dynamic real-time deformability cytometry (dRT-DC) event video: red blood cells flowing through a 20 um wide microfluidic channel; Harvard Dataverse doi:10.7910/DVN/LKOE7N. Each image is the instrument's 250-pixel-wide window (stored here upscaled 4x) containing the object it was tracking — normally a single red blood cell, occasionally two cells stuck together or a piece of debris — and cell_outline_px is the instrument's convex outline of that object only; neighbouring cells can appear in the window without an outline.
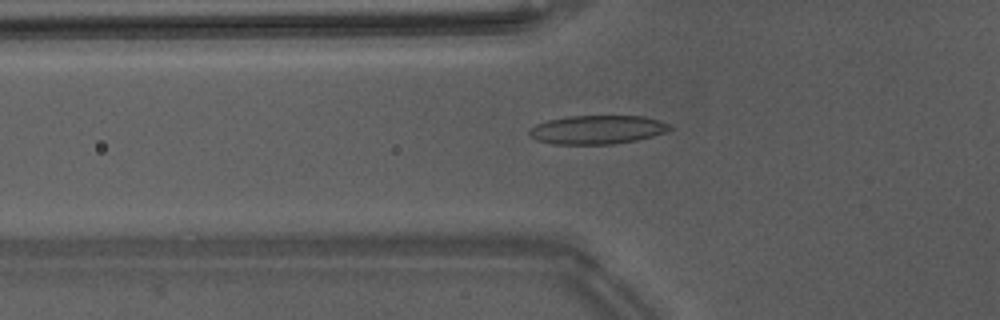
{"species": "Egyptian fruit bat (a non-hibernating species)", "species_latin": "Rousettus aegyptiacus", "temperature_condition": "warm", "stored_images_in_passage": 50, "camera_frame_rate_fps": 3000, "um_per_image_px": 0.085, "animal": {"sex": "male"}, "frame": {"image": 1, "passage_image": 19, "time_ms": 6.0, "image_size_px": [1000, 320], "cell_outline_px": [[676, 128], [652, 136], [636, 140], [612, 144], [552, 144], [536, 140], [528, 132], [536, 124], [548, 120], [568, 116], [644, 116], [672, 124]], "centroid_in_image_um": [50.81, 11.02], "position_along_channel_um": 75.0, "area_um2": 23.52}}
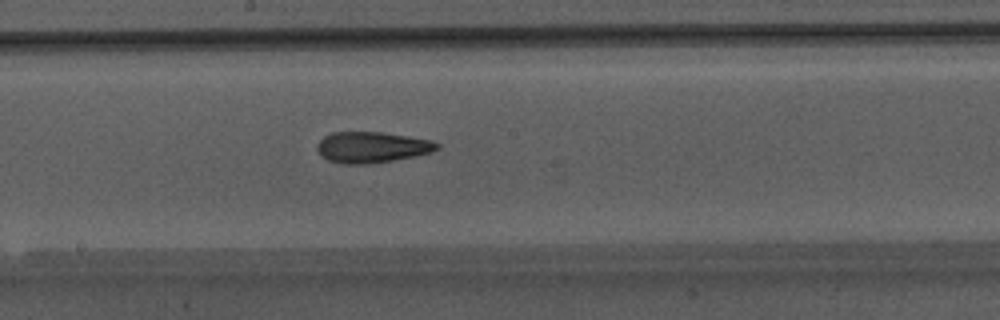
{"frame": {"image": 2, "passage_image": 29, "time_ms": 9.333, "image_size_px": [1000, 320], "cell_outline_px": [[440, 148], [432, 152], [416, 156], [368, 164], [344, 164], [328, 160], [320, 156], [316, 148], [316, 144], [324, 136], [332, 132], [380, 132], [408, 136], [432, 140], [440, 144]], "centroid_in_image_um": [31.6, 12.51], "position_along_channel_um": 216.6, "area_um2": 21.79}}
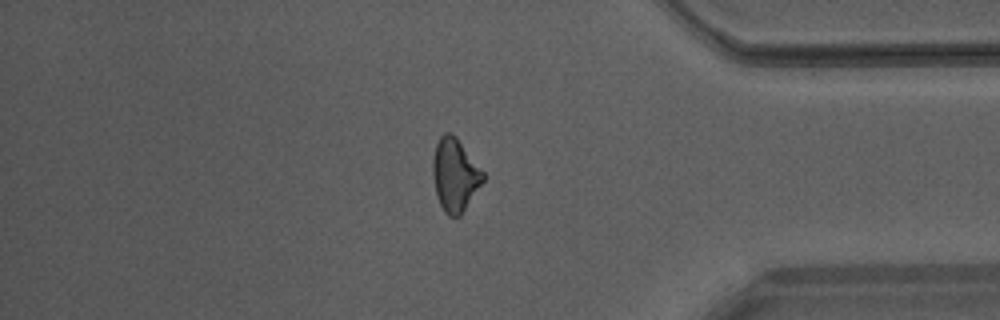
{"frame": {"image": 3, "passage_image": 43, "time_ms": 14.0, "image_size_px": [1000, 320], "cell_outline_px": [[484, 180], [460, 216], [448, 216], [444, 212], [436, 196], [432, 176], [432, 160], [436, 144], [440, 136], [444, 132], [448, 132], [456, 136], [484, 172]], "centroid_in_image_um": [38.65, 14.86], "position_along_channel_um": 396.6, "area_um2": 21.39}}